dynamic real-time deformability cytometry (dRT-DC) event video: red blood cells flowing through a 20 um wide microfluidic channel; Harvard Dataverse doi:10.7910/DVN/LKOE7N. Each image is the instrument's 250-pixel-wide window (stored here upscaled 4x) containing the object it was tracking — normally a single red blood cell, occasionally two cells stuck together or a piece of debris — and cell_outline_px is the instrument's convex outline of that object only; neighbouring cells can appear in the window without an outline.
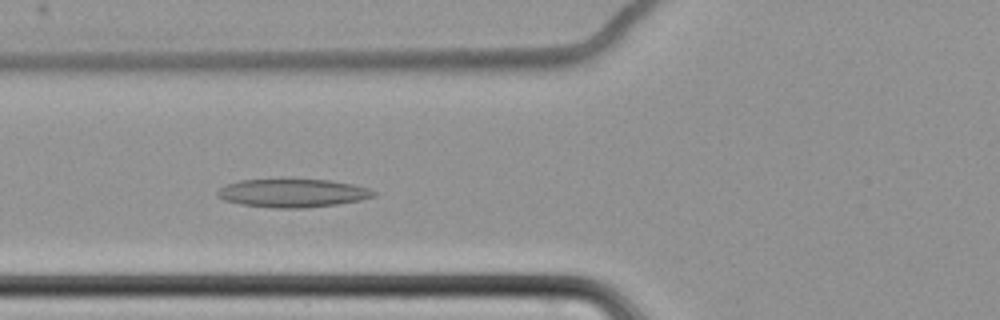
{"species": "common noctule bat (a hibernating species)", "species_latin": "Nyctalus noctula", "temperature_condition": "cold", "stored_images_in_passage": 61, "camera_frame_rate_fps": 3000, "um_per_image_px": 0.085, "animal": {"sex": "female", "body_mass_g": 22.7, "forearm_length_mm": 54.2}, "frame": {"image": 1, "passage_image": 24, "time_ms": 7.667, "image_size_px": [1000, 320], "cell_outline_px": [[376, 196], [360, 200], [336, 204], [304, 208], [276, 208], [240, 204], [224, 200], [216, 196], [216, 192], [220, 188], [228, 184], [240, 180], [332, 180], [352, 184], [368, 188], [376, 192]], "centroid_in_image_um": [24.88, 16.42], "position_along_channel_um": 100.9, "area_um2": 25.55}}
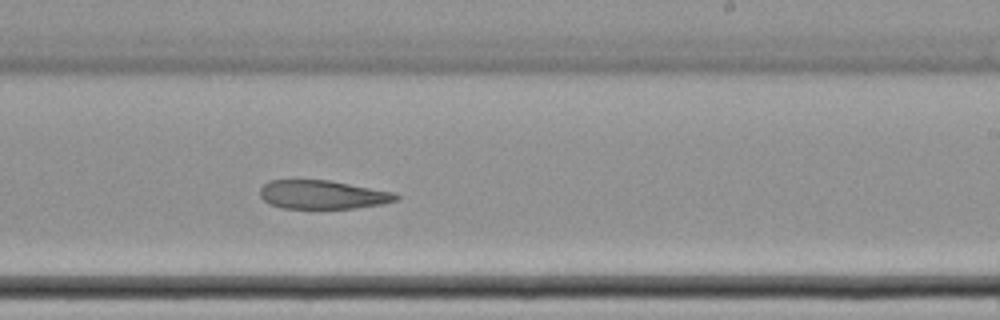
{"frame": {"image": 2, "passage_image": 38, "time_ms": 12.333, "image_size_px": [1000, 320], "cell_outline_px": [[400, 196], [396, 200], [380, 204], [356, 208], [284, 208], [268, 204], [260, 196], [260, 188], [268, 180], [328, 180], [396, 192]], "centroid_in_image_um": [27.41, 16.54], "position_along_channel_um": 261.6, "area_um2": 22.72}}
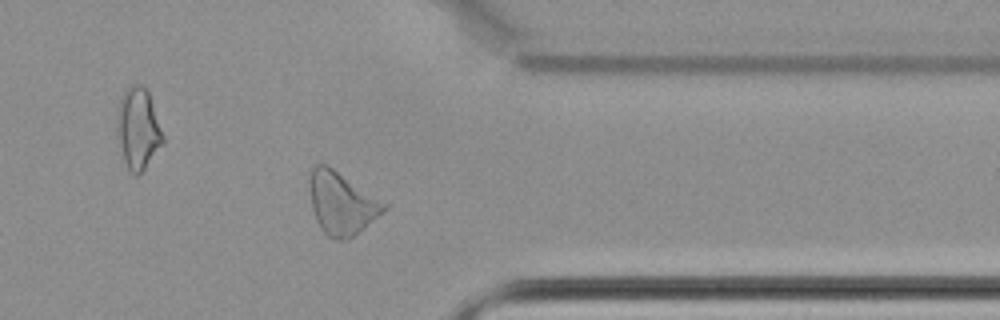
{"frame": {"image": 3, "passage_image": 49, "time_ms": 16.0, "image_size_px": [1000, 320], "cell_outline_px": [[388, 208], [364, 228], [348, 240], [336, 240], [328, 236], [320, 228], [316, 220], [312, 208], [308, 188], [308, 176], [312, 168], [316, 164], [324, 164], [332, 168], [388, 204]], "centroid_in_image_um": [29.0, 17.28], "position_along_channel_um": 382.4, "area_um2": 27.11}}